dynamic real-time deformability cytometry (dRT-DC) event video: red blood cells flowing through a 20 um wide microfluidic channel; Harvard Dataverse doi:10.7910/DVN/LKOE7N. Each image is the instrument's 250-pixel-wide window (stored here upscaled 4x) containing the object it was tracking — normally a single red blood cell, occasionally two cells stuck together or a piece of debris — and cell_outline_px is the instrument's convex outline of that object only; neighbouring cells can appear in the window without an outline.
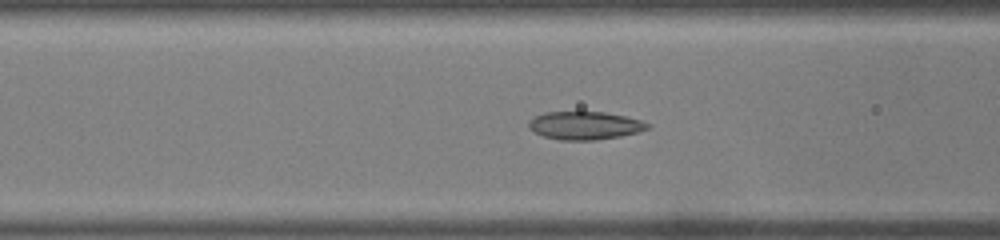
{"species": "common noctule bat (a hibernating species)", "species_latin": "Nyctalus noctula", "temperature_condition": "warm", "stored_images_in_passage": 37, "camera_frame_rate_fps": 3000, "um_per_image_px": 0.085, "animal": {"sex": "male", "body_mass_g": 19.0, "forearm_length_mm": 50.8}, "frame": {"image": 1, "passage_image": 12, "time_ms": 3.667, "image_size_px": [1000, 240], "cell_outline_px": [[652, 128], [640, 132], [620, 136], [596, 140], [560, 140], [544, 136], [528, 128], [528, 124], [536, 116], [544, 112], [604, 112], [624, 116], [640, 120], [652, 124]], "centroid_in_image_um": [49.78, 10.67], "position_along_channel_um": 116.8, "area_um2": 19.42}}
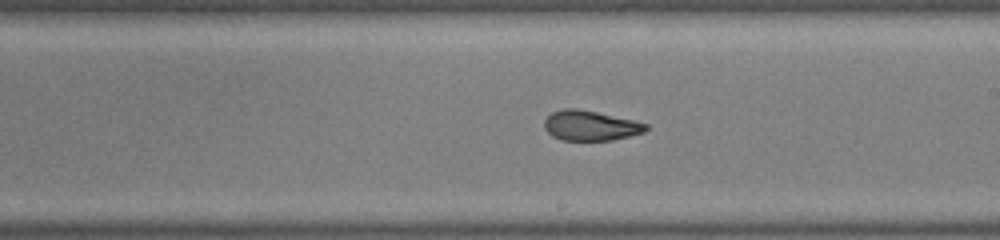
{"frame": {"image": 2, "passage_image": 21, "time_ms": 6.667, "image_size_px": [1000, 240], "cell_outline_px": [[648, 128], [644, 132], [612, 140], [560, 140], [552, 136], [544, 128], [544, 120], [552, 112], [564, 108], [576, 108], [636, 120], [648, 124]], "centroid_in_image_um": [50.18, 10.67], "position_along_channel_um": 238.8, "area_um2": 17.8}}
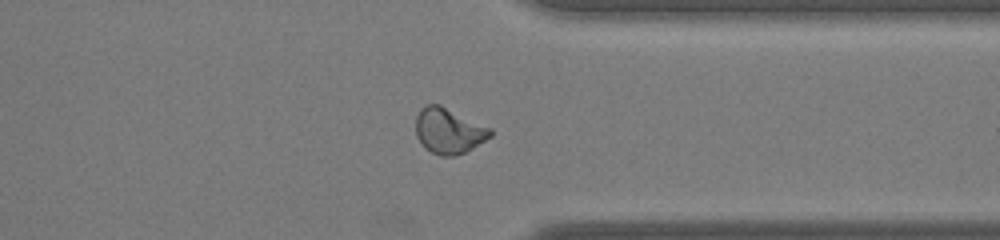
{"frame": {"image": 3, "passage_image": 31, "time_ms": 10.0, "image_size_px": [1000, 240], "cell_outline_px": [[492, 136], [472, 148], [456, 156], [440, 156], [424, 148], [416, 136], [416, 116], [420, 108], [428, 104], [440, 104], [492, 128]], "centroid_in_image_um": [38.13, 11.11], "position_along_channel_um": 373.3, "area_um2": 19.94}}